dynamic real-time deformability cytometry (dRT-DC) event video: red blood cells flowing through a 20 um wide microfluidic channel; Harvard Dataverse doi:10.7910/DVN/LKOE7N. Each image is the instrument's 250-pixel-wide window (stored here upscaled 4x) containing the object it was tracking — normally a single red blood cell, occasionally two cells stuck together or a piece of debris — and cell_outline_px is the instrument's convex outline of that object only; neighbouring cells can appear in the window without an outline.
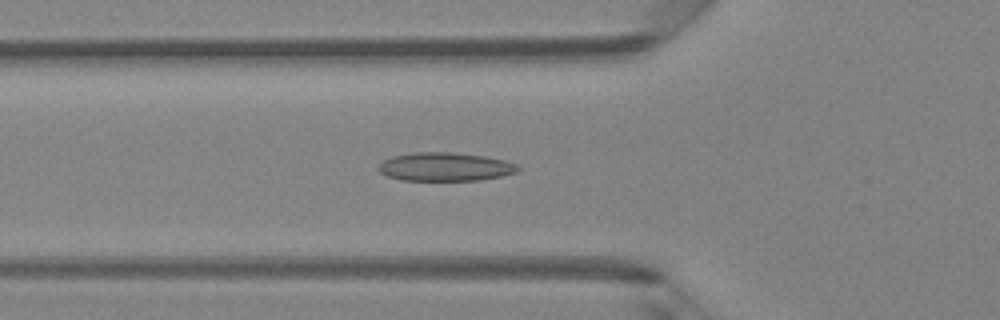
{"species": "Egyptian fruit bat (a non-hibernating species)", "species_latin": "Rousettus aegyptiacus", "temperature_condition": "room temperature", "stored_images_in_passage": 48, "camera_frame_rate_fps": 3000, "um_per_image_px": 0.085, "animal": {"sex": "female"}, "frame": {"image": 1, "passage_image": 17, "time_ms": 5.333, "image_size_px": [1000, 320], "cell_outline_px": [[520, 168], [516, 172], [500, 176], [480, 180], [400, 180], [388, 176], [380, 172], [376, 168], [384, 160], [392, 156], [416, 152], [448, 152], [484, 156], [504, 160], [516, 164]], "centroid_in_image_um": [37.81, 14.18], "position_along_channel_um": 88.0, "area_um2": 23.0}}
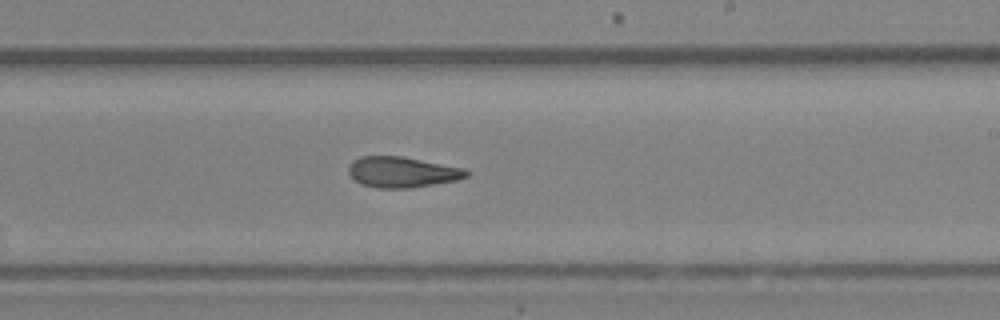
{"frame": {"image": 2, "passage_image": 29, "time_ms": 9.333, "image_size_px": [1000, 320], "cell_outline_px": [[468, 176], [456, 180], [412, 188], [376, 188], [360, 184], [348, 172], [348, 168], [352, 160], [360, 156], [400, 156], [464, 168], [468, 172]], "centroid_in_image_um": [34.15, 14.63], "position_along_channel_um": 254.9, "area_um2": 20.98}}
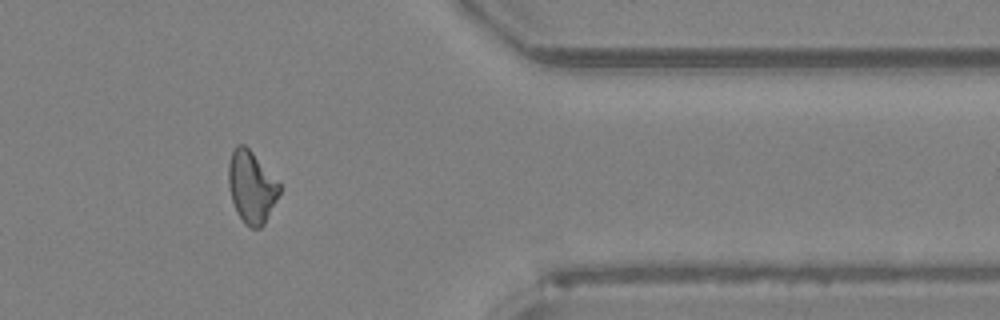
{"frame": {"image": 3, "passage_image": 40, "time_ms": 13.0, "image_size_px": [1000, 320], "cell_outline_px": [[280, 192], [264, 224], [260, 228], [252, 228], [244, 224], [236, 212], [232, 200], [228, 184], [228, 164], [232, 152], [236, 144], [244, 144], [252, 152], [280, 184]], "centroid_in_image_um": [21.35, 15.9], "position_along_channel_um": 390.0, "area_um2": 21.21}, "authors_computed_cell_mechanics": {"area_um2": 21.6461, "velocity_mm_per_s": 4.1877, "shape_relaxation_time_tau1_ms": null, "shape_relaxation_time_tau2_ms": 5.3714, "deformation_change_tau1": null, "deformation_change_tau2": 0.1303}}